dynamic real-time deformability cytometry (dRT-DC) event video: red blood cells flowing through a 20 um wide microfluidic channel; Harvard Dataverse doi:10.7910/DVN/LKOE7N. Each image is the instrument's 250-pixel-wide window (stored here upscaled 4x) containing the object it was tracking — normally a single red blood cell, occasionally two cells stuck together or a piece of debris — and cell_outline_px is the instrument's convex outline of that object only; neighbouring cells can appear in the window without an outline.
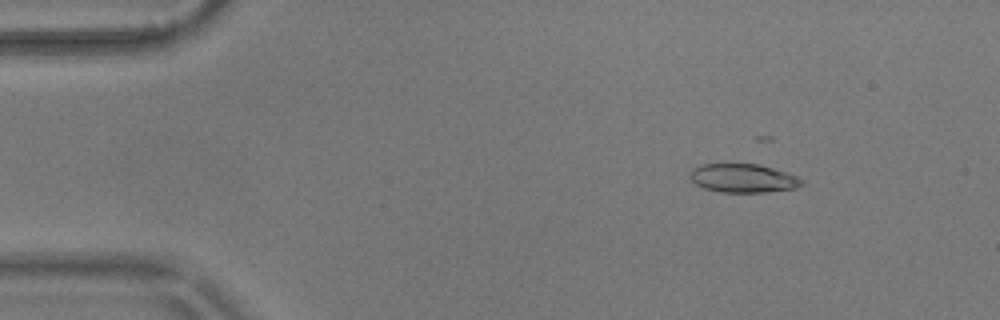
{"species": "common noctule bat (a hibernating species)", "species_latin": "Nyctalus noctula", "temperature_condition": "warm", "stored_images_in_passage": 17, "camera_frame_rate_fps": 3000, "um_per_image_px": 0.085, "animal": {"sex": "male", "body_mass_g": 17.9}, "frame": {"image": 1, "passage_image": 8, "time_ms": 2.333, "image_size_px": [1000, 320], "cell_outline_px": [[804, 184], [796, 188], [764, 192], [720, 192], [704, 188], [696, 184], [692, 180], [692, 168], [704, 164], [756, 164], [772, 168], [796, 176], [804, 180]], "centroid_in_image_um": [63.19, 15.15], "position_along_channel_um": 21.8, "area_um2": 18.38}}